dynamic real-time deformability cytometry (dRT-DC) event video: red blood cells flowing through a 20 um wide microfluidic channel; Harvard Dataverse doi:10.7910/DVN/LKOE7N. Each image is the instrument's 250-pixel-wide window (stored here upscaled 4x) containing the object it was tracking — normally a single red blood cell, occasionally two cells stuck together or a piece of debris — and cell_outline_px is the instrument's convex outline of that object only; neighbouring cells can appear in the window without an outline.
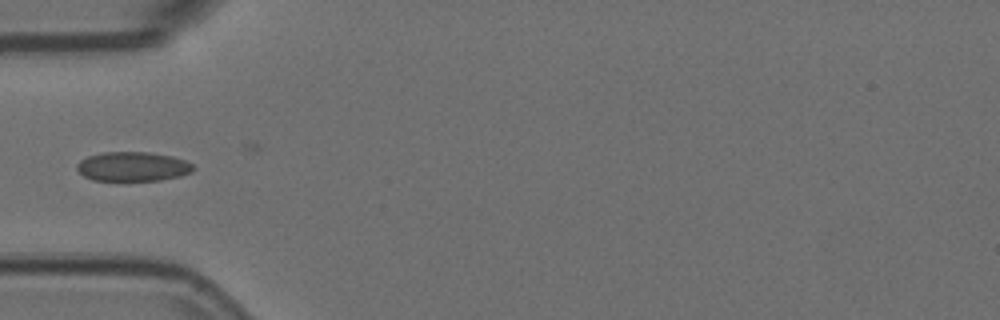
{"species": "Egyptian fruit bat (a non-hibernating species)", "species_latin": "Rousettus aegyptiacus", "temperature_condition": "room temperature", "stored_images_in_passage": 5, "camera_frame_rate_fps": 3000, "um_per_image_px": 0.085, "animal": {"sex": "female"}, "frame": {"image": 1, "passage_image": 5, "time_ms": 1.333, "image_size_px": [1000, 320], "cell_outline_px": [[196, 168], [192, 172], [180, 176], [160, 180], [92, 180], [84, 176], [76, 168], [76, 164], [80, 160], [88, 156], [104, 152], [148, 152], [172, 156], [184, 160], [192, 164]], "centroid_in_image_um": [11.29, 14.15], "position_along_channel_um": 73.7, "area_um2": 19.88}}